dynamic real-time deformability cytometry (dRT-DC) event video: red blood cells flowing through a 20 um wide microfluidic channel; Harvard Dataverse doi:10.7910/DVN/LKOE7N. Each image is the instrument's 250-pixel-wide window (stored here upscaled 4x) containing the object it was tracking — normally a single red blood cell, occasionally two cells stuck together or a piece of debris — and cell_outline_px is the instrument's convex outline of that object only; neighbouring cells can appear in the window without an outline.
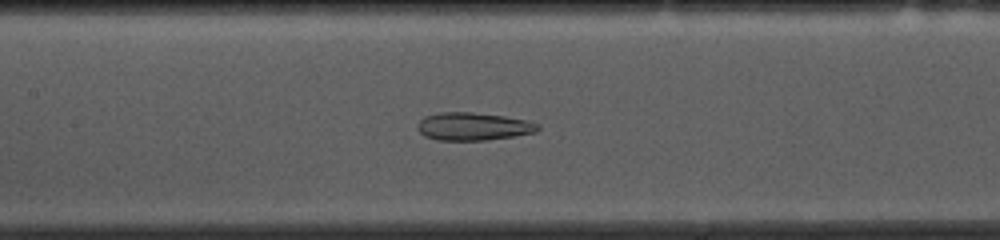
{"species": "common noctule bat (a hibernating species)", "species_latin": "Nyctalus noctula", "temperature_condition": "cold", "stored_images_in_passage": 53, "camera_frame_rate_fps": 3000, "um_per_image_px": 0.085, "animal": {"sex": "female", "body_mass_g": 10.0, "forearm_length_mm": 53.1}, "frame": {"image": 1, "passage_image": 23, "time_ms": 7.333, "image_size_px": [1000, 240], "cell_outline_px": [[540, 128], [536, 132], [488, 140], [436, 140], [424, 136], [416, 128], [416, 124], [424, 116], [440, 112], [472, 112], [504, 116], [528, 120], [540, 124]], "centroid_in_image_um": [40.21, 10.74], "position_along_channel_um": 167.2, "area_um2": 19.71}}
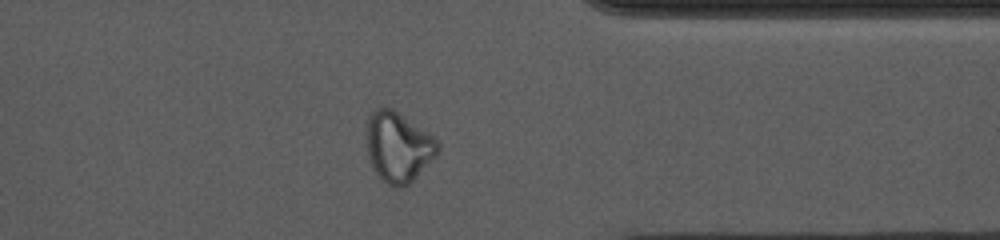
{"frame": {"image": 2, "passage_image": 41, "time_ms": 13.333, "image_size_px": [1000, 240], "cell_outline_px": [[440, 148], [436, 156], [404, 188], [396, 188], [388, 184], [372, 168], [368, 156], [368, 116], [376, 108], [384, 104], [392, 108], [432, 136], [440, 144]], "centroid_in_image_um": [33.85, 12.48], "position_along_channel_um": 377.6, "area_um2": 28.73}}
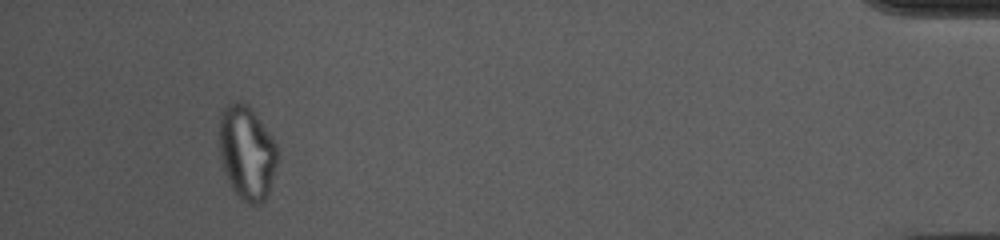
{"frame": {"image": 3, "passage_image": 49, "time_ms": 16.0, "image_size_px": [1000, 240], "cell_outline_px": [[276, 164], [268, 192], [264, 200], [260, 204], [248, 204], [240, 200], [236, 196], [228, 180], [220, 156], [220, 116], [224, 108], [228, 104], [236, 100], [240, 100], [260, 120], [272, 136], [276, 144]], "centroid_in_image_um": [20.97, 13.0], "position_along_channel_um": 414.2, "area_um2": 31.33}, "authors_computed_cell_mechanics": {"area_um2": 25.6054, "velocity_mm_per_s": 3.6753, "shape_relaxation_time_tau1_ms": null, "shape_relaxation_time_tau2_ms": 1.3686, "deformation_change_tau1": null, "deformation_change_tau2": 0.0868}}